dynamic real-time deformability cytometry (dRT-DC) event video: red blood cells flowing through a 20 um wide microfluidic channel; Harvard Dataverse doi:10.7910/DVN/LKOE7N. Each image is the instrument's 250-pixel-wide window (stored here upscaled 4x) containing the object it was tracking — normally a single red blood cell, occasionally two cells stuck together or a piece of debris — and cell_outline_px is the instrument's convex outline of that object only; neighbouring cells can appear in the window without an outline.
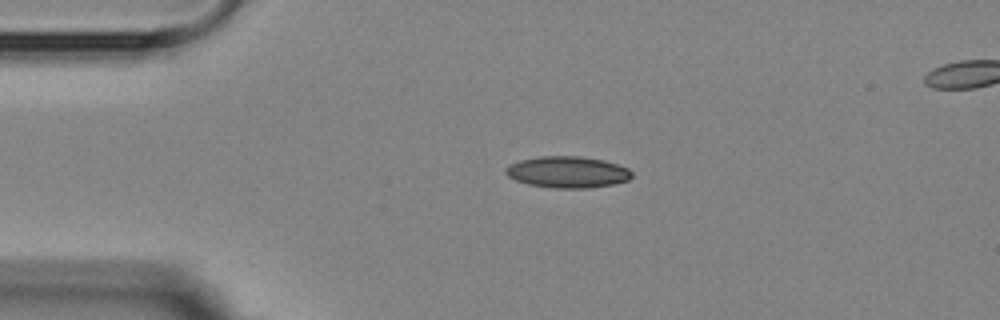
{"species": "Egyptian fruit bat (a non-hibernating species)", "species_latin": "Rousettus aegyptiacus", "temperature_condition": "room temperature", "stored_images_in_passage": 3, "segment_of_instrument_passage": [1, 2], "camera_frame_rate_fps": 3000, "um_per_image_px": 0.085, "animal": {"sex": "female"}, "frame": {"image": 1, "passage_image": 1, "time_ms": 0.0, "image_size_px": [1000, 320], "cell_outline_px": [[632, 176], [628, 180], [612, 184], [584, 188], [556, 188], [528, 184], [516, 180], [508, 176], [504, 172], [504, 168], [508, 164], [520, 160], [540, 156], [580, 156], [604, 160], [628, 168], [632, 172]], "centroid_in_image_um": [48.21, 14.61], "position_along_channel_um": 36.8, "area_um2": 23.06}}